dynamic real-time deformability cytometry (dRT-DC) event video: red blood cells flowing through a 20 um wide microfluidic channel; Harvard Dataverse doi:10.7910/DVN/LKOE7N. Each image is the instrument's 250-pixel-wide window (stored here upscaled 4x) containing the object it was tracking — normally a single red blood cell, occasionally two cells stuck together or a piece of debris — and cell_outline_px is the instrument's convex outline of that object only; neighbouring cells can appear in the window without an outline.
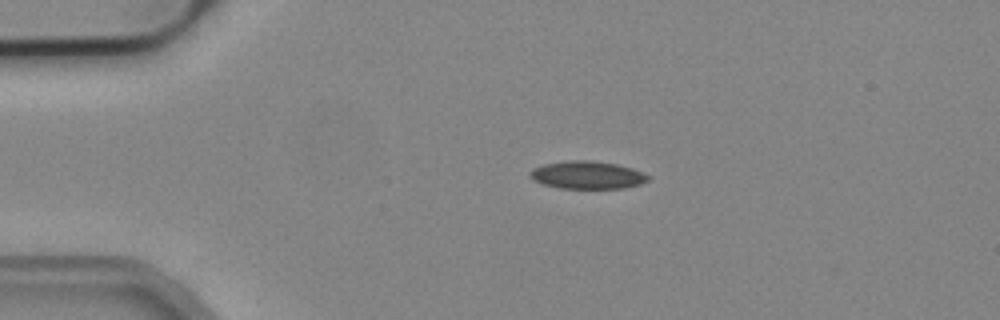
{"species": "common noctule bat (a hibernating species)", "species_latin": "Nyctalus noctula", "temperature_condition": "cold", "stored_images_in_passage": 3, "camera_frame_rate_fps": 3000, "um_per_image_px": 0.085, "animal": {"sex": "male", "body_mass_g": 19.2, "forearm_length_mm": 51.8}, "frame": {"image": 1, "passage_image": 1, "time_ms": 0.0, "image_size_px": [1000, 320], "cell_outline_px": [[652, 176], [648, 180], [640, 184], [624, 188], [560, 188], [544, 184], [532, 180], [528, 172], [532, 168], [544, 164], [572, 160], [592, 160], [616, 164], [632, 168]], "centroid_in_image_um": [49.92, 14.87], "position_along_channel_um": 35.1, "area_um2": 19.13}}
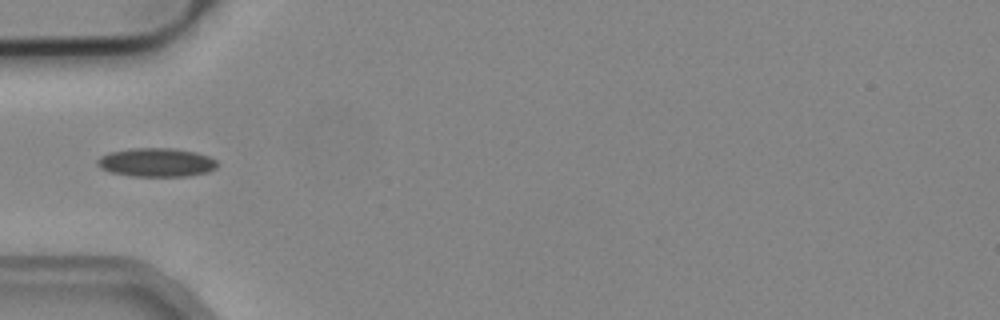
{"frame": {"image": 2, "passage_image": 3, "time_ms": 0.667, "image_size_px": [1000, 320], "cell_outline_px": [[220, 164], [216, 168], [208, 172], [188, 176], [132, 176], [112, 172], [100, 168], [96, 164], [96, 160], [100, 156], [108, 152], [132, 148], [172, 148], [196, 152], [208, 156], [216, 160]], "centroid_in_image_um": [13.3, 13.8], "position_along_channel_um": 71.7, "area_um2": 20.23}}